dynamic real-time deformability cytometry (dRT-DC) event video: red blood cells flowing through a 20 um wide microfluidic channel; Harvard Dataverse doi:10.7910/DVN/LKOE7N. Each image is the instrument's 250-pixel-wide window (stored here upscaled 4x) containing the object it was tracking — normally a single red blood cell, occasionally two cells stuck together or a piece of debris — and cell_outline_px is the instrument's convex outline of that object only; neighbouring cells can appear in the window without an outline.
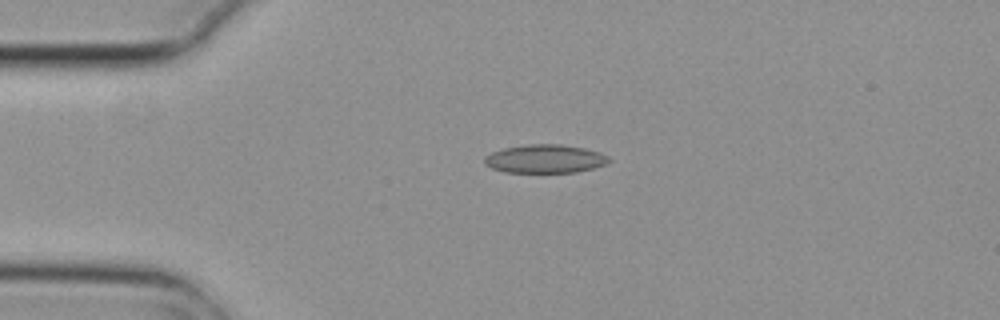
{"species": "common noctule bat (a hibernating species)", "species_latin": "Nyctalus noctula", "temperature_condition": "cold", "stored_images_in_passage": 4, "camera_frame_rate_fps": 3000, "um_per_image_px": 0.085, "animal": {"sex": "female", "body_mass_g": 29.2, "forearm_length_mm": 56.3}, "frame": {"image": 1, "passage_image": 2, "time_ms": 0.333, "image_size_px": [1000, 320], "cell_outline_px": [[612, 160], [604, 164], [592, 168], [576, 172], [504, 172], [492, 168], [484, 164], [484, 156], [492, 152], [504, 148], [528, 144], [560, 144], [584, 148], [600, 152], [608, 156]], "centroid_in_image_um": [46.31, 13.49], "position_along_channel_um": 38.7, "area_um2": 20.58}}
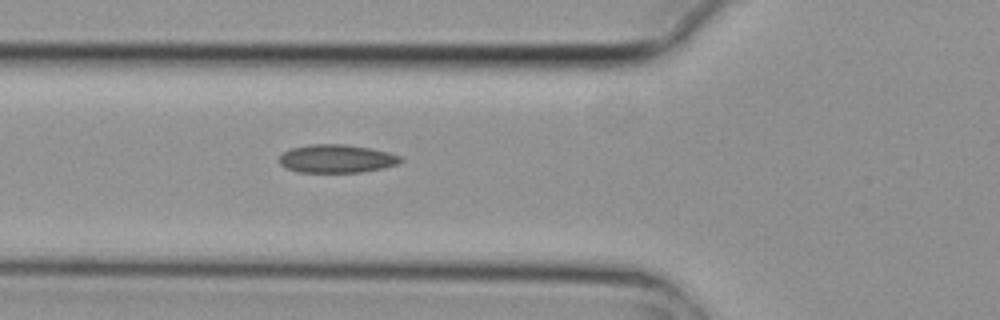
{"frame": {"image": 2, "passage_image": 4, "time_ms": 1.0, "image_size_px": [1000, 320], "cell_outline_px": [[404, 160], [400, 164], [384, 168], [360, 172], [296, 172], [280, 164], [280, 156], [284, 152], [292, 148], [312, 144], [344, 144], [368, 148], [388, 152], [400, 156]], "centroid_in_image_um": [28.65, 13.49], "position_along_channel_um": 97.1, "area_um2": 19.88}}